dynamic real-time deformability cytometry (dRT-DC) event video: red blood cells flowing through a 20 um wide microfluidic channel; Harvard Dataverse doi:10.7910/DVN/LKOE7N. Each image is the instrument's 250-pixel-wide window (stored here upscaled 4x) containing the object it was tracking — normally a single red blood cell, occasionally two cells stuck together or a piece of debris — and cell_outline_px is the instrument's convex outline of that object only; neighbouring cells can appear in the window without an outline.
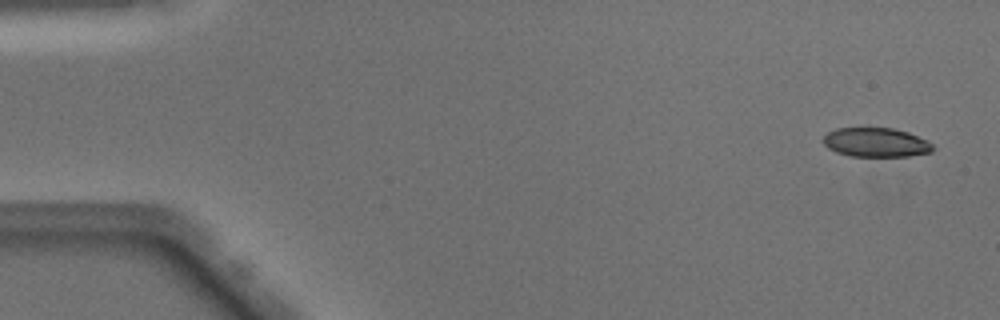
{"species": "Egyptian fruit bat (a non-hibernating species)", "species_latin": "Rousettus aegyptiacus", "temperature_condition": "warm", "stored_images_in_passage": 51, "camera_frame_rate_fps": 3000, "um_per_image_px": 0.085, "animal": {"sex": "male"}, "frame": {"image": 1, "passage_image": 3, "time_ms": 0.667, "image_size_px": [1000, 320], "cell_outline_px": [[932, 152], [908, 156], [852, 156], [836, 152], [828, 148], [824, 144], [824, 136], [828, 132], [836, 128], [892, 128], [908, 132], [928, 140], [932, 144]], "centroid_in_image_um": [74.46, 12.1], "position_along_channel_um": 10.5, "area_um2": 18.55}}
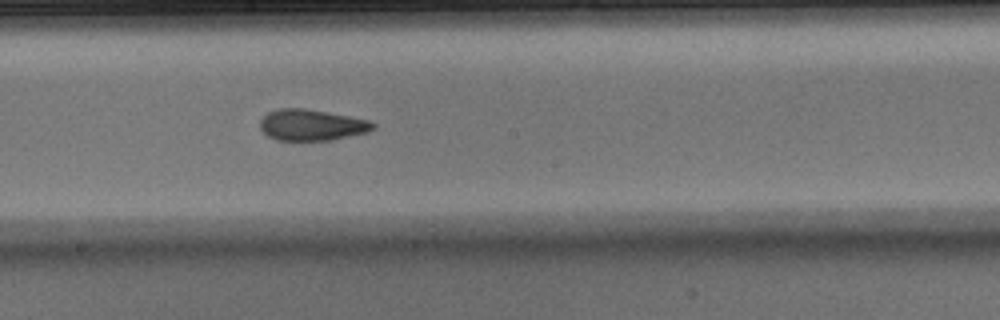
{"frame": {"image": 2, "passage_image": 28, "time_ms": 9.0, "image_size_px": [1000, 320], "cell_outline_px": [[376, 128], [368, 132], [332, 140], [276, 140], [268, 136], [260, 128], [260, 120], [268, 112], [276, 108], [304, 108], [348, 116], [368, 120], [376, 124]], "centroid_in_image_um": [26.49, 10.62], "position_along_channel_um": 221.7, "area_um2": 20.52}}
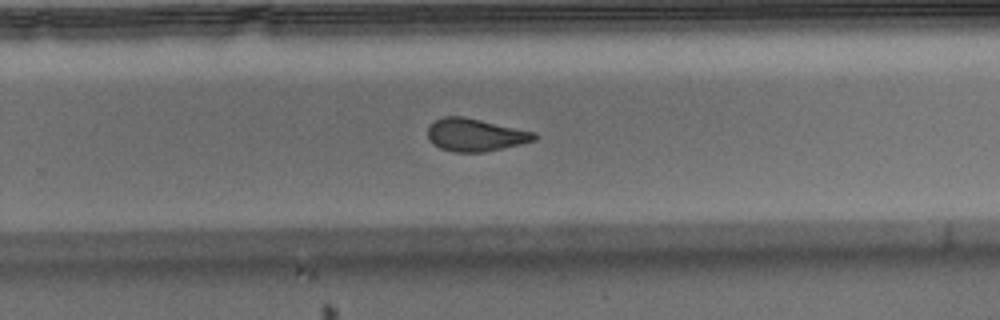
{"frame": {"image": 3, "passage_image": 33, "time_ms": 10.667, "image_size_px": [1000, 320], "cell_outline_px": [[540, 136], [536, 140], [520, 144], [484, 152], [452, 152], [440, 148], [432, 144], [428, 136], [428, 124], [444, 116], [464, 116], [536, 132]], "centroid_in_image_um": [40.41, 11.46], "position_along_channel_um": 289.4, "area_um2": 20.52}, "authors_computed_cell_mechanics": {"area_um2": 20.9236, "velocity_mm_per_s": 4.0764, "shape_relaxation_time_tau1_ms": null, "shape_relaxation_time_tau2_ms": 1.7011, "deformation_change_tau1": null, "deformation_change_tau2": 0.0894}}